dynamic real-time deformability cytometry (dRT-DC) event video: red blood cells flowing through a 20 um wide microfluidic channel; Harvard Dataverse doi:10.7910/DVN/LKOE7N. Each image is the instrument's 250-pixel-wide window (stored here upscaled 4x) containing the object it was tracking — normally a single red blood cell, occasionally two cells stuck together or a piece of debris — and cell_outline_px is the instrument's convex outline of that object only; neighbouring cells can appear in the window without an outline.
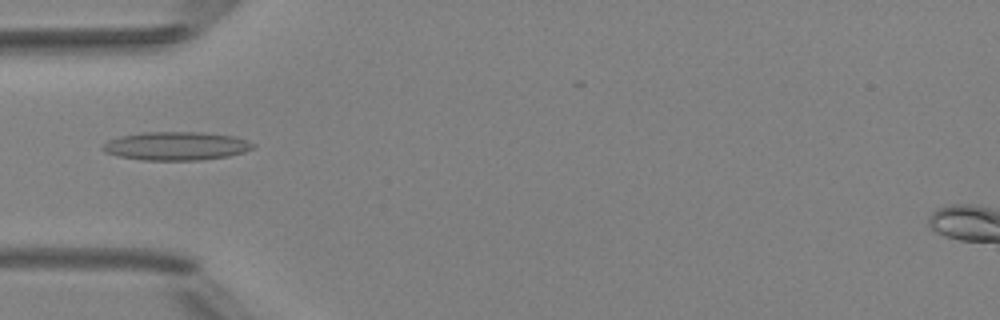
{"species": "Egyptian fruit bat (a non-hibernating species)", "species_latin": "Rousettus aegyptiacus", "temperature_condition": "room temperature", "stored_images_in_passage": 6, "camera_frame_rate_fps": 3000, "um_per_image_px": 0.085, "animal": {"sex": "female"}, "frame": {"image": 1, "passage_image": 5, "time_ms": 4.667, "image_size_px": [1000, 320], "cell_outline_px": [[256, 148], [244, 152], [228, 156], [200, 160], [140, 160], [120, 156], [104, 152], [100, 148], [108, 140], [120, 136], [144, 132], [204, 132], [236, 136], [256, 144]], "centroid_in_image_um": [15.01, 12.4], "position_along_channel_um": 70.0, "area_um2": 25.14}}
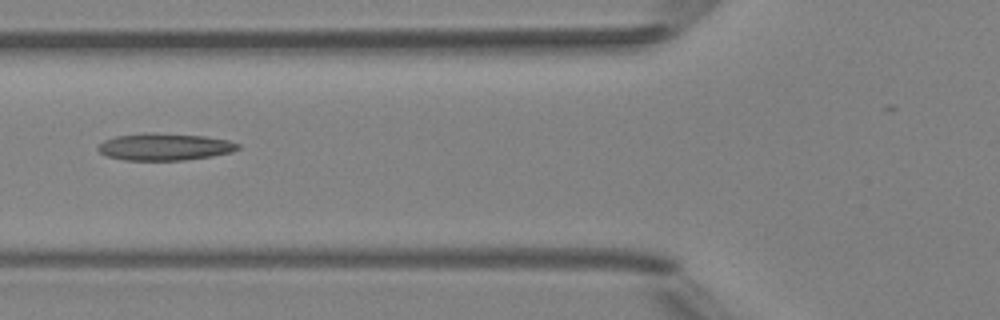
{"frame": {"image": 2, "passage_image": 6, "time_ms": 5.667, "image_size_px": [1000, 320], "cell_outline_px": [[240, 148], [232, 152], [212, 156], [184, 160], [124, 160], [108, 156], [100, 152], [96, 148], [104, 140], [116, 136], [148, 132], [204, 136], [228, 140], [240, 144]], "centroid_in_image_um": [14.0, 12.48], "position_along_channel_um": 111.8, "area_um2": 22.02}}